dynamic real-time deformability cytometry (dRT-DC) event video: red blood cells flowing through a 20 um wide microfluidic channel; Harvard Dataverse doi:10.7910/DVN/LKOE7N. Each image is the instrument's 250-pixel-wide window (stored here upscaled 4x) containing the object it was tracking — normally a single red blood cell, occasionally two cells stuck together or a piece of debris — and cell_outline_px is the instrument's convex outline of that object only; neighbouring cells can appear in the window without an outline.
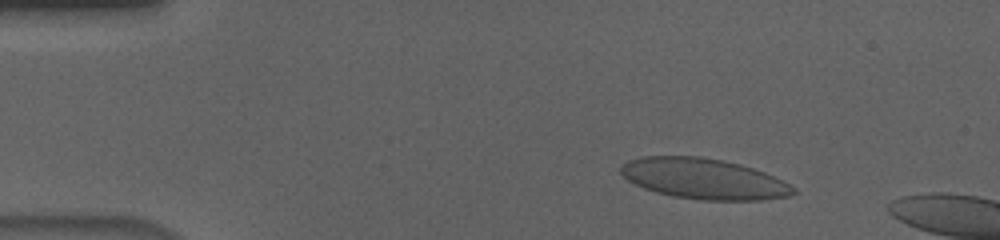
{"species": "human", "species_latin": "Homo sapiens", "temperature_condition": "cold", "stored_images_in_passage": 12, "camera_frame_rate_fps": 3000, "um_per_image_px": 0.085, "donor": {"sex": "male"}, "frame": {"image": 1, "passage_image": 7, "time_ms": 2.0, "image_size_px": [1000, 240], "cell_outline_px": [[796, 192], [788, 196], [760, 200], [700, 200], [672, 196], [656, 192], [644, 188], [628, 180], [620, 172], [620, 168], [628, 160], [640, 156], [700, 156], [724, 160], [740, 164], [764, 172], [784, 180], [796, 188]], "centroid_in_image_um": [59.83, 15.19], "position_along_channel_um": 25.2, "area_um2": 40.92}}